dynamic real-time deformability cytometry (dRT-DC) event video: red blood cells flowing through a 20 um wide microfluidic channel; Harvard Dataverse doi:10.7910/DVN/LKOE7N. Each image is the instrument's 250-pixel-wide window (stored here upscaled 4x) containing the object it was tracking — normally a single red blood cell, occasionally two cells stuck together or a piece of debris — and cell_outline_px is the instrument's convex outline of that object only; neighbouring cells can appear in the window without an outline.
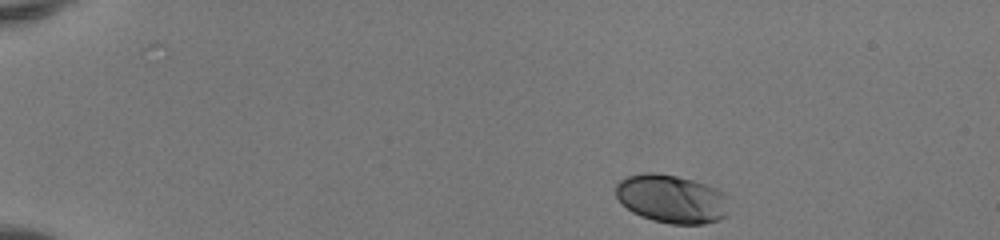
{"species": "human", "species_latin": "Homo sapiens", "temperature_condition": "room temperature", "stored_images_in_passage": 43, "camera_frame_rate_fps": 3000, "um_per_image_px": 0.085, "donor": {"sex": "female"}, "frame": {"image": 1, "passage_image": 1, "time_ms": 0.0, "image_size_px": [1000, 240], "cell_outline_px": [[728, 216], [720, 220], [704, 224], [672, 224], [652, 220], [640, 216], [632, 212], [620, 204], [616, 196], [616, 184], [624, 176], [644, 172], [656, 172], [676, 176], [692, 180], [716, 188], [724, 192], [728, 196]], "centroid_in_image_um": [57.09, 16.91], "position_along_channel_um": 27.9, "area_um2": 32.54}}
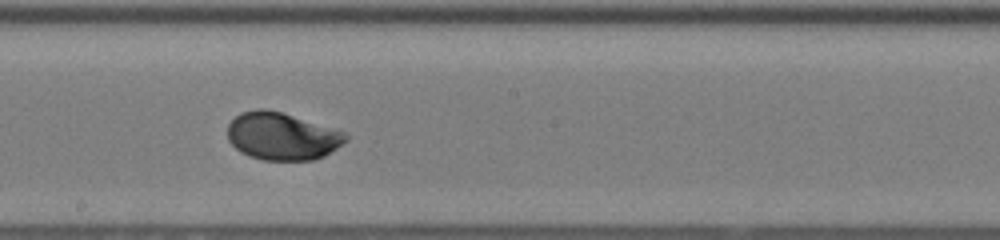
{"frame": {"image": 2, "passage_image": 23, "time_ms": 7.333, "image_size_px": [1000, 240], "cell_outline_px": [[348, 140], [324, 156], [312, 160], [264, 160], [248, 156], [240, 152], [228, 140], [228, 124], [240, 112], [256, 108], [264, 108], [280, 112], [344, 132], [348, 136]], "centroid_in_image_um": [23.93, 11.58], "position_along_channel_um": 224.3, "area_um2": 32.48}}
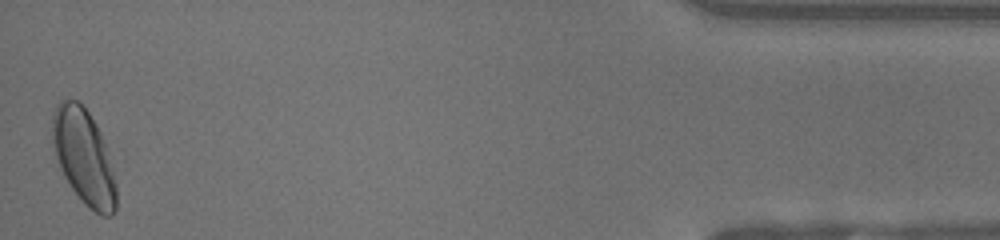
{"frame": {"image": 3, "passage_image": 43, "time_ms": 14.0, "image_size_px": [1000, 240], "cell_outline_px": [[116, 208], [112, 216], [100, 216], [88, 208], [84, 204], [72, 188], [64, 176], [60, 168], [56, 156], [52, 140], [52, 116], [56, 104], [60, 100], [76, 100], [88, 112], [96, 124], [100, 132], [104, 144], [116, 184]], "centroid_in_image_um": [7.11, 13.36], "position_along_channel_um": 428.1, "area_um2": 35.03}, "authors_computed_cell_mechanics": {"area_um2": 32.079, "velocity_mm_per_s": 4.1214, "shape_relaxation_time_tau1_ms": 2.0903, "shape_relaxation_time_tau2_ms": null, "deformation_change_tau1": 0.1396, "deformation_change_tau2": null}}